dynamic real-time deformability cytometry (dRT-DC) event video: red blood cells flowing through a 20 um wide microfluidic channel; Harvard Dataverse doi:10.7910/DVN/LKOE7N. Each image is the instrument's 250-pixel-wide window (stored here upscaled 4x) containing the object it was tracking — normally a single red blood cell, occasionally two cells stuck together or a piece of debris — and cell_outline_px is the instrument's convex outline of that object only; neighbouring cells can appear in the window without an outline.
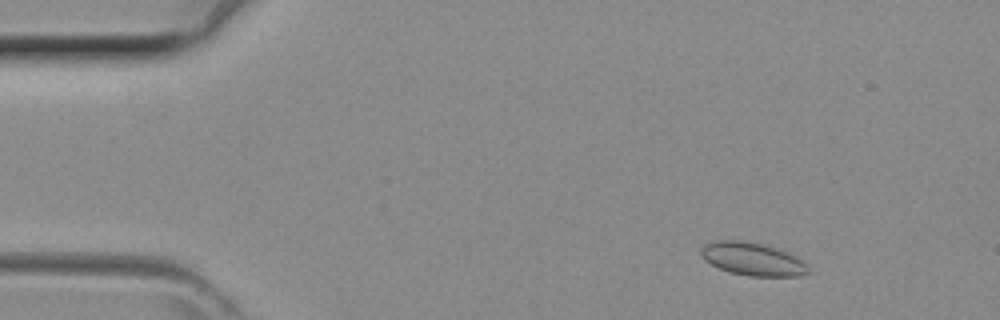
{"species": "common noctule bat (a hibernating species)", "species_latin": "Nyctalus noctula", "temperature_condition": "room temperature", "stored_images_in_passage": 41, "camera_frame_rate_fps": 3000, "um_per_image_px": 0.085, "animal": {"sex": "female", "body_mass_g": 29.2, "forearm_length_mm": 56.3}, "frame": {"image": 1, "passage_image": 4, "time_ms": 1.0, "image_size_px": [1000, 320], "cell_outline_px": [[808, 272], [800, 276], [748, 276], [728, 272], [704, 260], [700, 252], [700, 248], [704, 244], [712, 240], [752, 240], [776, 248], [808, 264]], "centroid_in_image_um": [63.9, 22.0], "position_along_channel_um": 21.1, "area_um2": 20.69}}
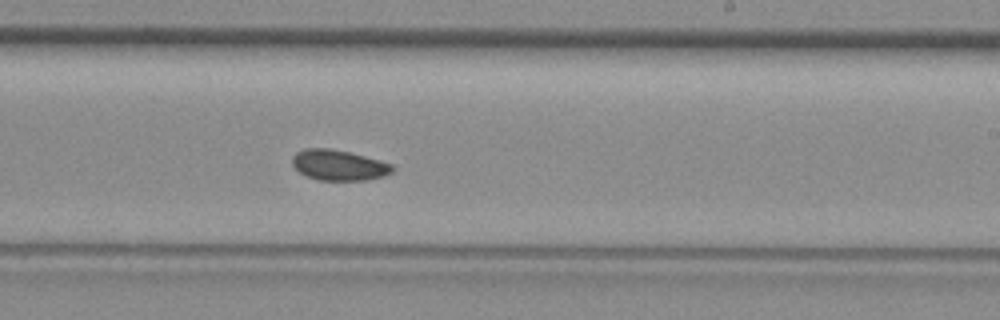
{"frame": {"image": 2, "passage_image": 24, "time_ms": 7.667, "image_size_px": [1000, 320], "cell_outline_px": [[396, 168], [392, 172], [384, 176], [368, 180], [316, 180], [300, 172], [292, 164], [292, 156], [296, 152], [304, 148], [328, 148], [348, 152], [364, 156], [392, 164]], "centroid_in_image_um": [28.8, 14.04], "position_along_channel_um": 260.2, "area_um2": 17.8}}
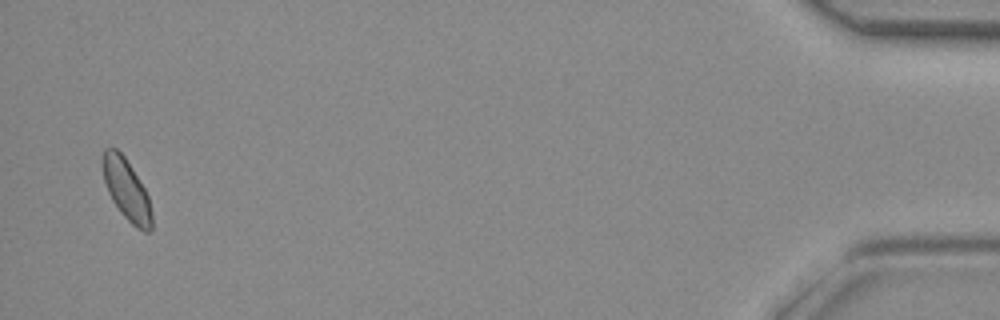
{"frame": {"image": 3, "passage_image": 40, "time_ms": 13.0, "image_size_px": [1000, 320], "cell_outline_px": [[152, 228], [148, 232], [144, 232], [136, 228], [120, 212], [112, 200], [108, 192], [104, 180], [100, 160], [104, 148], [116, 148], [124, 156], [132, 168], [144, 188], [148, 196], [152, 212]], "centroid_in_image_um": [10.73, 16.11], "position_along_channel_um": 424.5, "area_um2": 17.63}}